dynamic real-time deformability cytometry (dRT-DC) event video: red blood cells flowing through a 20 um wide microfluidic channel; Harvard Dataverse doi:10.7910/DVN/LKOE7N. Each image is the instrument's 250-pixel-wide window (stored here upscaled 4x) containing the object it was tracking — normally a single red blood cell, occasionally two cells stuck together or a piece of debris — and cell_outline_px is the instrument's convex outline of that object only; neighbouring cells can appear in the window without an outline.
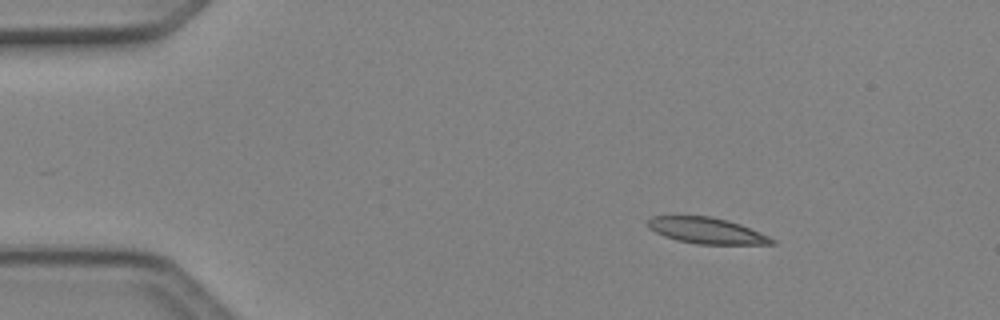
{"species": "Egyptian fruit bat (a non-hibernating species)", "species_latin": "Rousettus aegyptiacus", "temperature_condition": "cold", "stored_images_in_passage": 3, "camera_frame_rate_fps": 3000, "um_per_image_px": 0.085, "animal": {"sex": "female"}, "frame": {"image": 1, "passage_image": 1, "time_ms": 0.0, "image_size_px": [1000, 320], "cell_outline_px": [[776, 244], [696, 244], [676, 240], [664, 236], [648, 228], [648, 220], [652, 216], [708, 216], [728, 220], [740, 224], [760, 232], [776, 240]], "centroid_in_image_um": [60.07, 19.61], "position_along_channel_um": 24.9, "area_um2": 18.79}}